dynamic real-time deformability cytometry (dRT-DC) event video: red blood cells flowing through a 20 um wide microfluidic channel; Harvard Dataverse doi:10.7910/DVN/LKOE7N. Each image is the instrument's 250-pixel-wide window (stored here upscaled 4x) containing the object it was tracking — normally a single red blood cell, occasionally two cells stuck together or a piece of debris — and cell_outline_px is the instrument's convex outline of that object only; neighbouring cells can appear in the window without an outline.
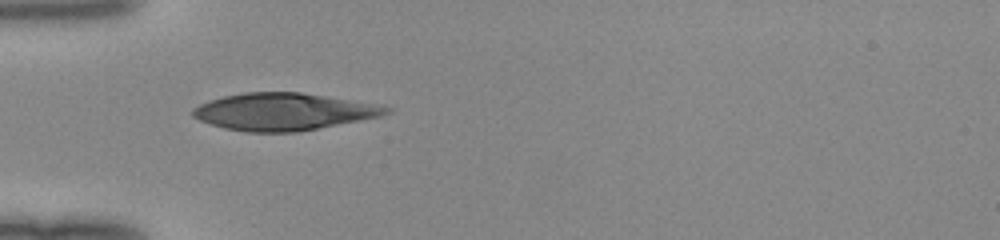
{"species": "human", "species_latin": "Homo sapiens", "temperature_condition": "room temperature", "stored_images_in_passage": 34, "camera_frame_rate_fps": 3000, "um_per_image_px": 0.085, "donor": {"sex": "female"}, "frame": {"image": 1, "passage_image": 1, "time_ms": 0.0, "image_size_px": [1000, 240], "cell_outline_px": [[392, 112], [380, 116], [296, 132], [244, 132], [224, 128], [200, 120], [192, 116], [192, 108], [208, 100], [224, 96], [244, 92], [300, 92], [384, 104], [392, 108]], "centroid_in_image_um": [24.13, 9.48], "position_along_channel_um": 60.9, "area_um2": 42.08}}
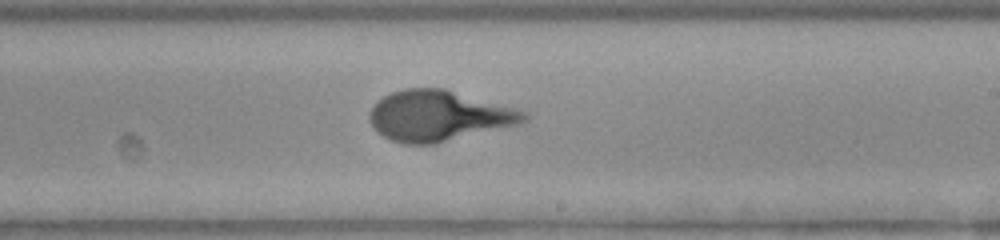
{"frame": {"image": 2, "passage_image": 15, "time_ms": 4.667, "image_size_px": [1000, 240], "cell_outline_px": [[528, 120], [524, 124], [436, 144], [404, 144], [392, 140], [376, 132], [368, 120], [368, 116], [376, 100], [392, 92], [404, 88], [444, 88], [528, 112]], "centroid_in_image_um": [37.31, 9.86], "position_along_channel_um": 251.7, "area_um2": 46.07}}
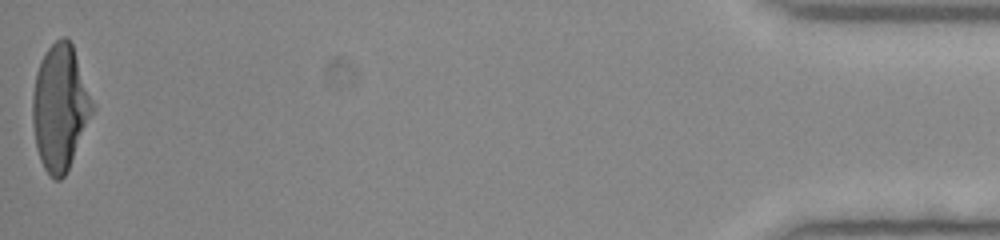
{"frame": {"image": 3, "passage_image": 34, "time_ms": 11.0, "image_size_px": [1000, 240], "cell_outline_px": [[96, 108], [68, 168], [64, 176], [60, 180], [56, 180], [48, 176], [40, 160], [36, 148], [32, 124], [32, 96], [36, 72], [40, 60], [48, 48], [56, 40], [64, 36], [68, 36], [72, 44]], "centroid_in_image_um": [5.1, 9.13], "position_along_channel_um": 430.1, "area_um2": 44.04}}